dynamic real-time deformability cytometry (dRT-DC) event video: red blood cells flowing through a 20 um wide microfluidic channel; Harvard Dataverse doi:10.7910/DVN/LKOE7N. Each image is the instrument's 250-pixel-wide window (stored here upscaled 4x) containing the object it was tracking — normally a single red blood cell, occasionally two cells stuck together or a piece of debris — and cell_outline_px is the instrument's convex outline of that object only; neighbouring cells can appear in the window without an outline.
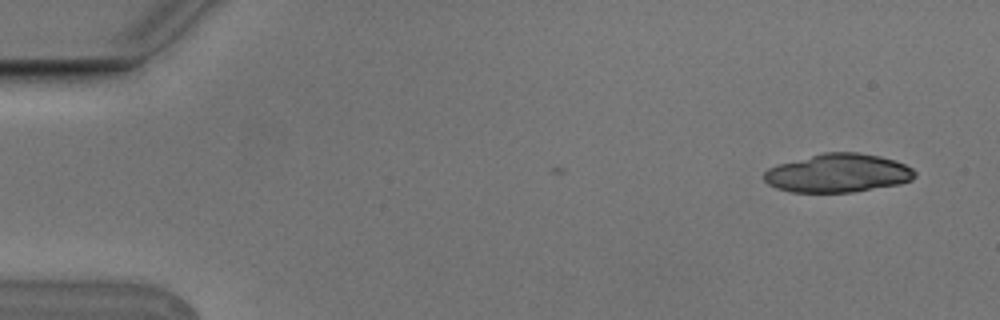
{"species": "Egyptian fruit bat (a non-hibernating species)", "species_latin": "Rousettus aegyptiacus", "temperature_condition": "cold", "stored_images_in_passage": 4, "camera_frame_rate_fps": 3000, "um_per_image_px": 0.085, "animal": {"sex": "male"}, "frame": {"image": 1, "passage_image": 1, "time_ms": 0.0, "image_size_px": [1000, 320], "cell_outline_px": [[916, 176], [912, 180], [900, 184], [852, 192], [792, 192], [776, 188], [768, 184], [764, 180], [764, 172], [768, 168], [776, 164], [824, 152], [860, 152], [880, 156], [896, 160], [912, 168], [916, 172]], "centroid_in_image_um": [71.23, 14.71], "position_along_channel_um": 13.8, "area_um2": 34.1}}